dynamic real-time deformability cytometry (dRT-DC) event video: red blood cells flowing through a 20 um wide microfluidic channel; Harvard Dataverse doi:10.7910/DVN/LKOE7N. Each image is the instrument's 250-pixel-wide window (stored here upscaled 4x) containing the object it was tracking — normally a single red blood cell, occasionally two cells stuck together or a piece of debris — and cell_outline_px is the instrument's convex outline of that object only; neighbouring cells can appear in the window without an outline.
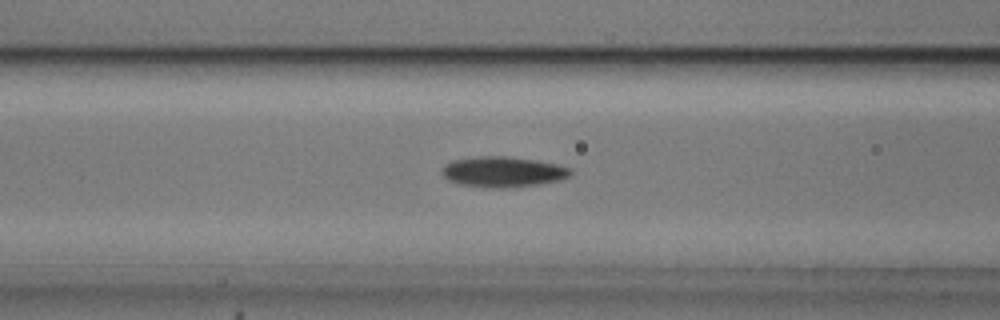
{"species": "common noctule bat (a hibernating species)", "species_latin": "Nyctalus noctula", "temperature_condition": "cold", "stored_images_in_passage": 55, "camera_frame_rate_fps": 3000, "um_per_image_px": 0.085, "animal": {"sex": "male", "body_mass_g": 20.5, "forearm_length_mm": 52.5}, "frame": {"image": 1, "passage_image": 22, "time_ms": 7.0, "image_size_px": [1000, 320], "cell_outline_px": [[572, 172], [568, 176], [560, 180], [512, 188], [492, 188], [460, 184], [448, 180], [440, 172], [444, 164], [452, 160], [476, 156], [508, 156], [536, 160], [556, 164], [568, 168]], "centroid_in_image_um": [42.69, 14.6], "position_along_channel_um": 123.9, "area_um2": 22.89}}
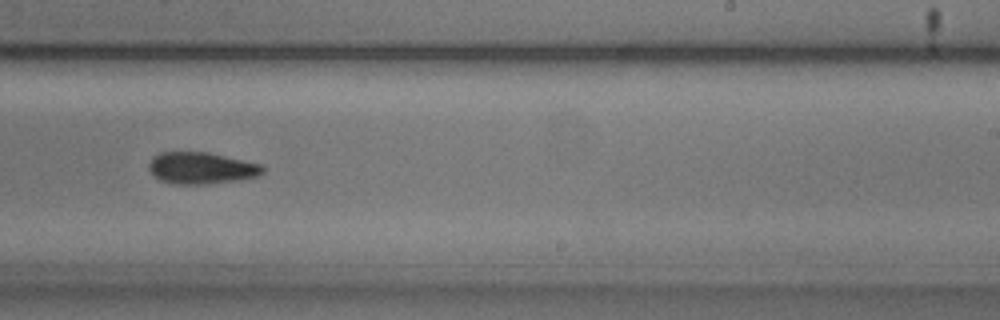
{"frame": {"image": 2, "passage_image": 34, "time_ms": 11.0, "image_size_px": [1000, 320], "cell_outline_px": [[264, 172], [260, 176], [236, 180], [204, 184], [172, 184], [160, 180], [152, 176], [148, 168], [148, 164], [152, 156], [160, 152], [208, 152], [264, 164]], "centroid_in_image_um": [17.1, 14.28], "position_along_channel_um": 271.9, "area_um2": 21.39}}
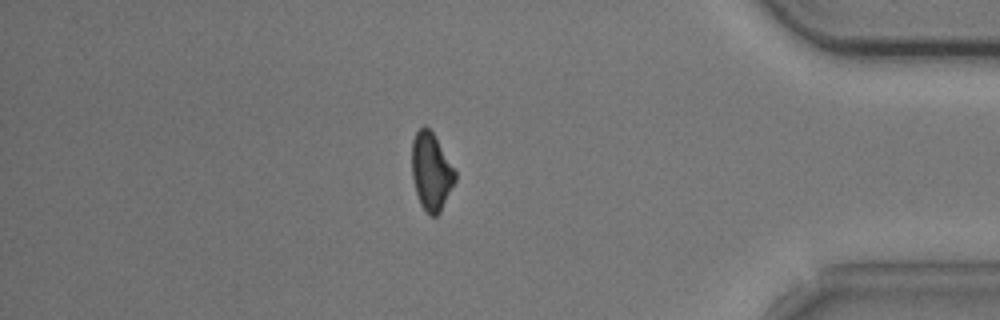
{"frame": {"image": 3, "passage_image": 47, "time_ms": 15.333, "image_size_px": [1000, 320], "cell_outline_px": [[456, 180], [440, 212], [436, 216], [432, 216], [424, 212], [420, 204], [416, 192], [412, 176], [412, 140], [416, 132], [424, 124], [432, 132], [456, 172]], "centroid_in_image_um": [36.64, 14.61], "position_along_channel_um": 398.6, "area_um2": 19.42}}